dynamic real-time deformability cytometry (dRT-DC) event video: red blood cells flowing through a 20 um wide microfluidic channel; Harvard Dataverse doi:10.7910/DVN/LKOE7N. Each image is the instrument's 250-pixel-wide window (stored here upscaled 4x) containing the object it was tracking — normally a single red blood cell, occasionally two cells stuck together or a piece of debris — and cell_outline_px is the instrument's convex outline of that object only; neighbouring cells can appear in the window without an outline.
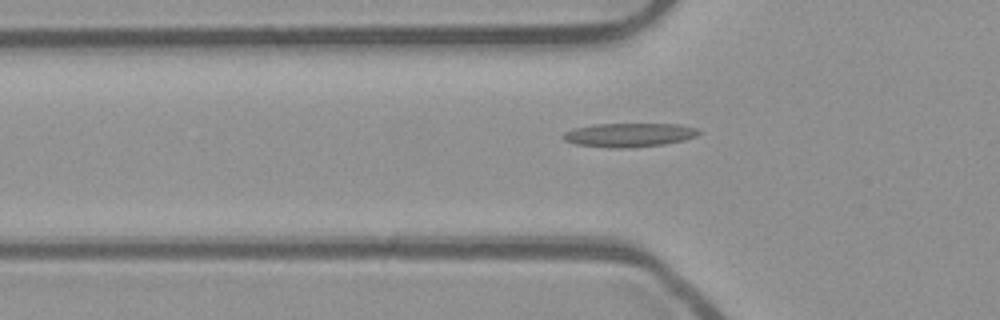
{"species": "common noctule bat (a hibernating species)", "species_latin": "Nyctalus noctula", "temperature_condition": "room temperature", "stored_images_in_passage": 48, "camera_frame_rate_fps": 3000, "um_per_image_px": 0.085, "animal": {"sex": "male", "body_mass_g": 23.1, "forearm_length_mm": 52.7}, "frame": {"image": 1, "passage_image": 18, "time_ms": 5.667, "image_size_px": [1000, 320], "cell_outline_px": [[700, 132], [696, 136], [684, 140], [664, 144], [628, 148], [612, 148], [576, 144], [564, 140], [560, 136], [564, 132], [572, 128], [592, 124], [680, 124], [696, 128]], "centroid_in_image_um": [53.43, 11.46], "position_along_channel_um": 72.4, "area_um2": 18.96}}
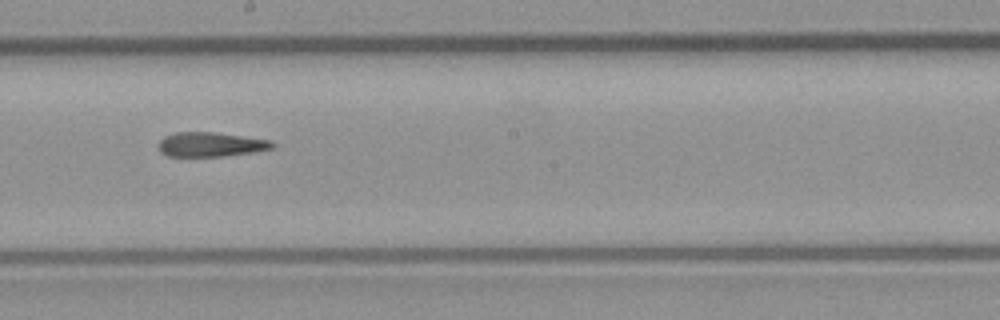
{"frame": {"image": 2, "passage_image": 30, "time_ms": 9.667, "image_size_px": [1000, 320], "cell_outline_px": [[276, 144], [272, 148], [252, 152], [224, 156], [168, 156], [160, 152], [156, 144], [164, 136], [176, 132], [216, 132], [272, 140]], "centroid_in_image_um": [17.88, 12.27], "position_along_channel_um": 230.3, "area_um2": 16.36}}
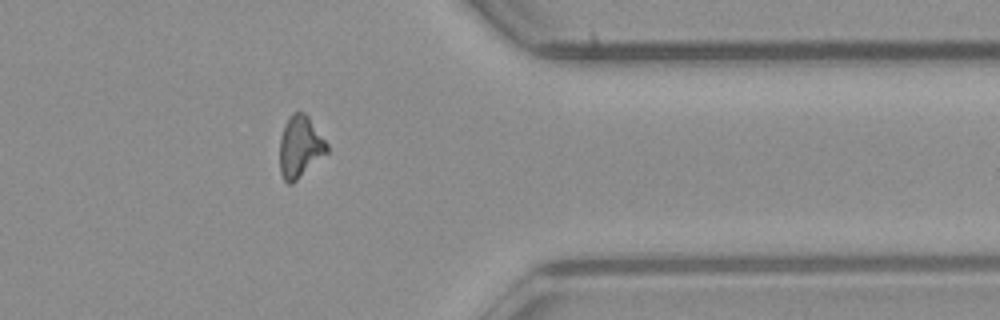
{"frame": {"image": 3, "passage_image": 43, "time_ms": 14.0, "image_size_px": [1000, 320], "cell_outline_px": [[328, 152], [292, 184], [288, 184], [284, 180], [280, 172], [280, 136], [284, 124], [288, 116], [292, 112], [304, 112], [308, 116], [328, 144]], "centroid_in_image_um": [25.49, 12.46], "position_along_channel_um": 385.9, "area_um2": 17.05}}